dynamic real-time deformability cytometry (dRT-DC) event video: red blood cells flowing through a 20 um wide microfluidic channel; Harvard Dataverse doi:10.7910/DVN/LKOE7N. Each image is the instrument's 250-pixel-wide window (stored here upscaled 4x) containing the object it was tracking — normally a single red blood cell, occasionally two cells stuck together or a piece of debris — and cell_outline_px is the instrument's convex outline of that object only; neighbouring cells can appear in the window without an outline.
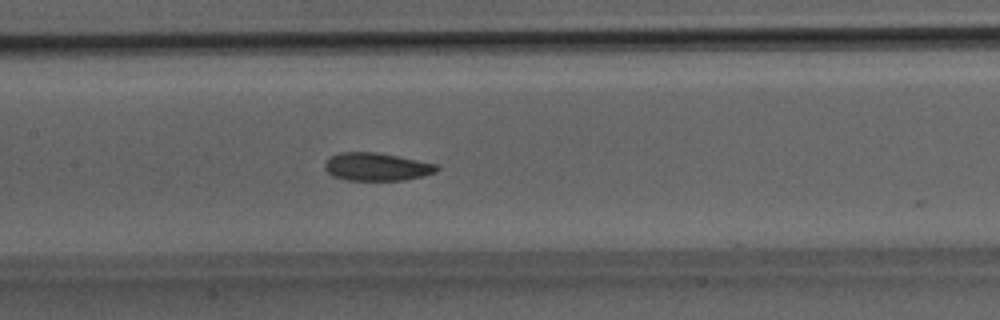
{"species": "Egyptian fruit bat (a non-hibernating species)", "species_latin": "Rousettus aegyptiacus", "temperature_condition": "room temperature", "stored_images_in_passage": 19, "camera_frame_rate_fps": 3000, "um_per_image_px": 0.085, "animal": {"sex": "male"}, "frame": {"image": 1, "passage_image": 18, "time_ms": 5.667, "image_size_px": [1000, 320], "cell_outline_px": [[440, 168], [436, 172], [424, 176], [404, 180], [348, 180], [332, 176], [324, 168], [324, 164], [332, 156], [340, 152], [376, 152], [440, 164]], "centroid_in_image_um": [32.07, 14.18], "position_along_channel_um": 175.3, "area_um2": 18.32}}